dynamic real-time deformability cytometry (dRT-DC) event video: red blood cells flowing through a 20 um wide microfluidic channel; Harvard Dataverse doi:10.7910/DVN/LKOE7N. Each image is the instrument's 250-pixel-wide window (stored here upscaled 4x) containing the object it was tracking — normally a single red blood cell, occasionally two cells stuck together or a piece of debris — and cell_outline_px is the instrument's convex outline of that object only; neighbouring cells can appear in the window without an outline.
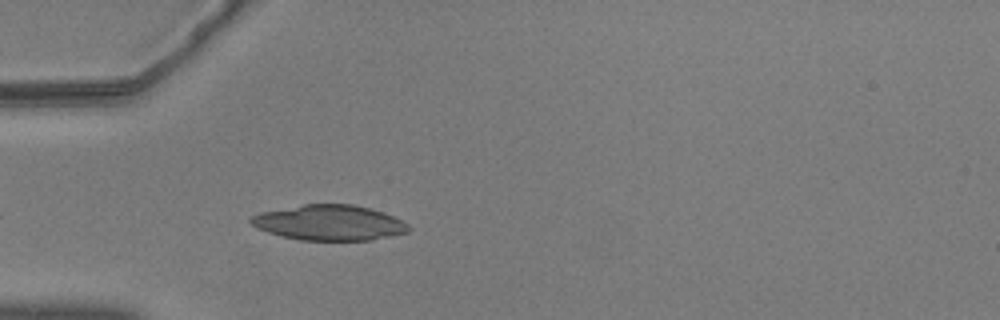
{"species": "common noctule bat (a hibernating species)", "species_latin": "Nyctalus noctula", "temperature_condition": "warm", "stored_images_in_passage": 34, "camera_frame_rate_fps": 3000, "um_per_image_px": 0.085, "animal": {"sex": "male", "body_mass_g": 20.5, "forearm_length_mm": 52.5}, "frame": {"image": 1, "passage_image": 5, "time_ms": 1.333, "image_size_px": [1000, 320], "cell_outline_px": [[412, 228], [408, 232], [372, 240], [300, 240], [268, 232], [256, 228], [248, 220], [252, 216], [260, 212], [304, 204], [352, 204], [384, 212], [408, 224]], "centroid_in_image_um": [27.99, 18.93], "position_along_channel_um": 57.0, "area_um2": 32.37}}
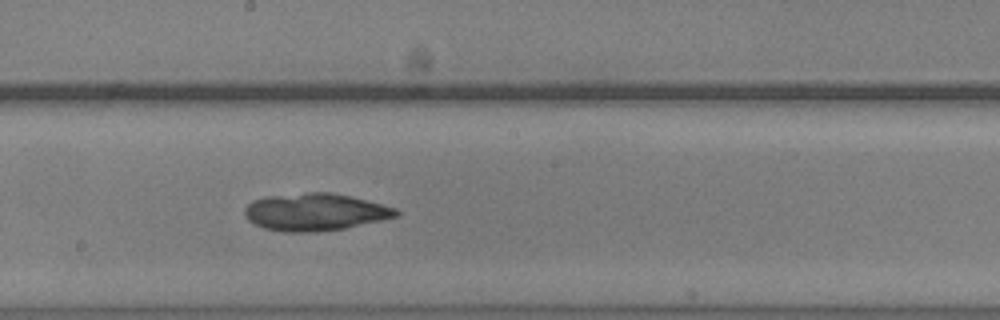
{"frame": {"image": 2, "passage_image": 19, "time_ms": 6.0, "image_size_px": [1000, 320], "cell_outline_px": [[400, 212], [396, 216], [380, 220], [344, 228], [316, 232], [280, 232], [264, 228], [248, 220], [244, 216], [244, 208], [252, 200], [268, 196], [308, 192], [328, 192], [352, 196], [384, 204], [396, 208]], "centroid_in_image_um": [26.76, 18.02], "position_along_channel_um": 221.4, "area_um2": 33.0}}
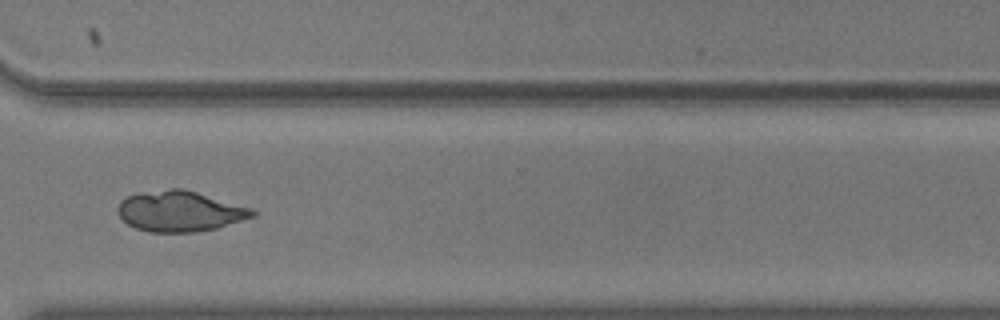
{"frame": {"image": 3, "passage_image": 30, "time_ms": 9.667, "image_size_px": [1000, 320], "cell_outline_px": [[256, 216], [216, 228], [196, 232], [148, 232], [136, 228], [128, 224], [120, 216], [116, 208], [120, 200], [128, 196], [140, 192], [172, 188], [184, 188], [252, 208], [256, 212]], "centroid_in_image_um": [15.28, 17.95], "position_along_channel_um": 355.3, "area_um2": 31.96}}